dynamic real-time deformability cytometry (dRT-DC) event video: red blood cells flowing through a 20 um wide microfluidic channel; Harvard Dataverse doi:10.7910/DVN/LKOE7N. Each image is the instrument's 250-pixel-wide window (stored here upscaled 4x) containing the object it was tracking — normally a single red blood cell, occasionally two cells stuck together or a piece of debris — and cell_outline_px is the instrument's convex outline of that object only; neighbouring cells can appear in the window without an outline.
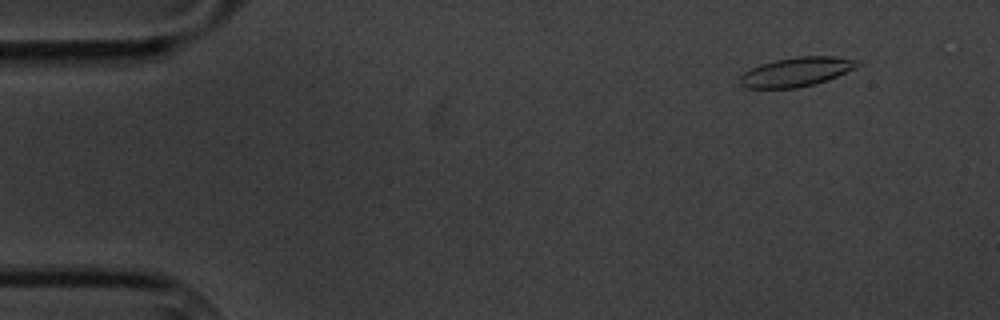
{"species": "common noctule bat (a hibernating species)", "species_latin": "Nyctalus noctula", "temperature_condition": "cold", "stored_images_in_passage": 4, "camera_frame_rate_fps": 3000, "um_per_image_px": 0.085, "animal": {"sex": "male", "body_mass_g": 20.1, "forearm_length_mm": 53.5}, "frame": {"image": 1, "passage_image": 2, "time_ms": 1.0, "image_size_px": [1000, 320], "cell_outline_px": [[860, 64], [856, 68], [828, 80], [796, 88], [744, 88], [740, 84], [740, 76], [744, 72], [760, 64], [776, 60], [796, 56], [832, 56], [860, 60]], "centroid_in_image_um": [67.71, 6.1], "position_along_channel_um": 17.3, "area_um2": 20.0}}